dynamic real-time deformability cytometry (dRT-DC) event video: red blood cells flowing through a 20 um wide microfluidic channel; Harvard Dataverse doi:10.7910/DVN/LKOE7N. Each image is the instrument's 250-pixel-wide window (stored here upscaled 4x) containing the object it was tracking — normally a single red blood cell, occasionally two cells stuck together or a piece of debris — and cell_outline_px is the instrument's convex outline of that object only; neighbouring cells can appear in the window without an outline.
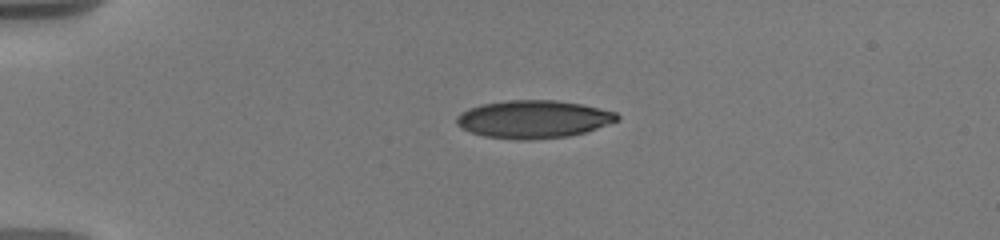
{"species": "human", "species_latin": "Homo sapiens", "temperature_condition": "warm", "stored_images_in_passage": 11, "camera_frame_rate_fps": 3000, "um_per_image_px": 0.085, "donor": {"sex": "male"}, "frame": {"image": 1, "passage_image": 1, "time_ms": 0.0, "image_size_px": [1000, 240], "cell_outline_px": [[620, 120], [584, 132], [568, 136], [528, 140], [484, 136], [472, 132], [456, 124], [456, 116], [460, 112], [468, 108], [480, 104], [508, 100], [556, 100], [580, 104], [616, 112], [620, 116]], "centroid_in_image_um": [45.33, 10.12], "position_along_channel_um": 39.7, "area_um2": 35.2}}
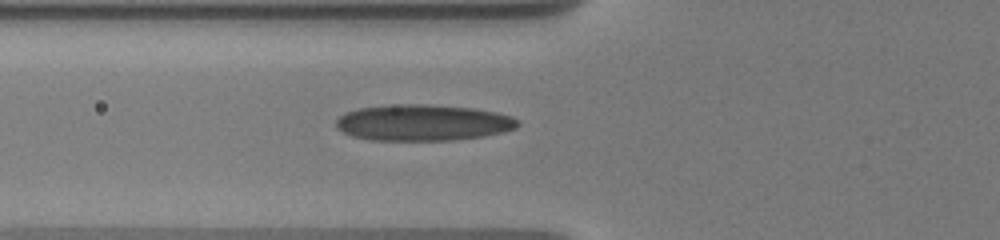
{"frame": {"image": 2, "passage_image": 7, "time_ms": 2.667, "image_size_px": [1000, 240], "cell_outline_px": [[520, 124], [516, 128], [484, 136], [452, 140], [372, 140], [352, 136], [336, 128], [336, 120], [344, 112], [356, 108], [400, 104], [432, 104], [472, 108], [496, 112], [512, 116]], "centroid_in_image_um": [35.93, 10.42], "position_along_channel_um": 89.9, "area_um2": 38.38}}
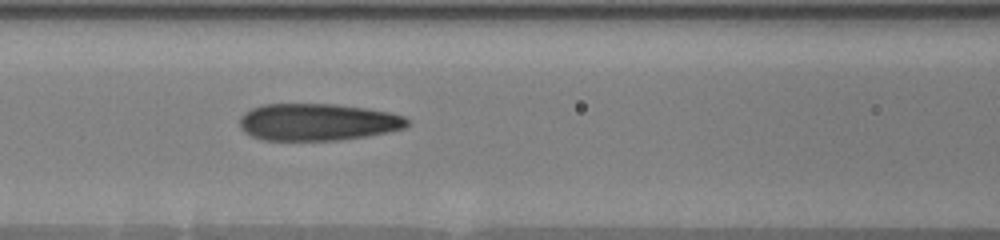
{"frame": {"image": 3, "passage_image": 10, "time_ms": 4.0, "image_size_px": [1000, 240], "cell_outline_px": [[408, 124], [404, 128], [388, 132], [368, 136], [336, 140], [260, 140], [244, 132], [240, 128], [240, 116], [244, 112], [252, 108], [264, 104], [336, 104], [364, 108], [388, 112], [404, 116], [408, 120]], "centroid_in_image_um": [26.97, 10.38], "position_along_channel_um": 139.6, "area_um2": 36.24}}